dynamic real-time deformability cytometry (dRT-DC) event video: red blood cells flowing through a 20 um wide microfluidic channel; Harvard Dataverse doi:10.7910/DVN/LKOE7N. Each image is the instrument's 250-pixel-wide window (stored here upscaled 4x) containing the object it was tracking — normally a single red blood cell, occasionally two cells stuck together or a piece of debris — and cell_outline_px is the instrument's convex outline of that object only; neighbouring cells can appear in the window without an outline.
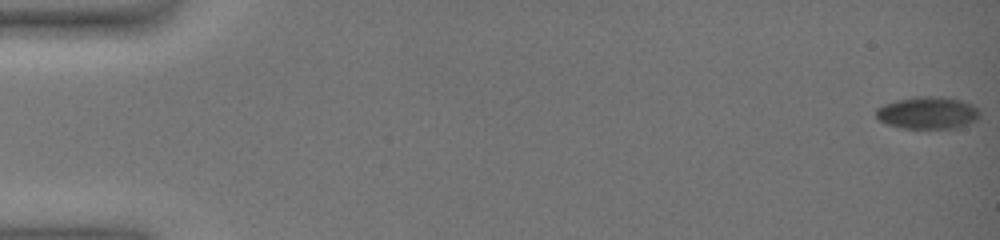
{"species": "common noctule bat (a hibernating species)", "species_latin": "Nyctalus noctula", "temperature_condition": "warm", "stored_images_in_passage": 59, "camera_frame_rate_fps": 3000, "um_per_image_px": 0.085, "animal": {"sex": "female", "body_mass_g": 19.0, "forearm_length_mm": 51.5}, "frame": {"image": 1, "passage_image": 1, "time_ms": 0.0, "image_size_px": [1000, 240], "cell_outline_px": [[980, 116], [976, 120], [968, 124], [956, 128], [900, 128], [888, 124], [880, 120], [876, 116], [876, 108], [884, 104], [896, 100], [916, 96], [940, 96], [960, 100], [972, 104], [980, 112]], "centroid_in_image_um": [78.86, 9.58], "position_along_channel_um": 6.1, "area_um2": 19.54}}
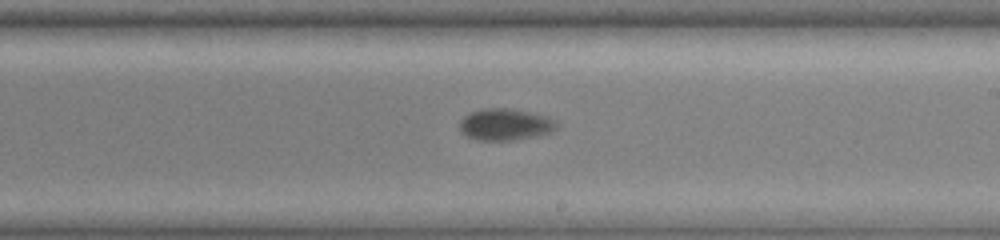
{"frame": {"image": 2, "passage_image": 38, "time_ms": 12.333, "image_size_px": [1000, 240], "cell_outline_px": [[556, 128], [552, 132], [536, 136], [516, 140], [480, 140], [468, 136], [460, 132], [460, 120], [464, 116], [472, 112], [484, 108], [508, 108], [548, 116], [556, 120]], "centroid_in_image_um": [42.96, 10.58], "position_along_channel_um": 246.0, "area_um2": 17.86}}
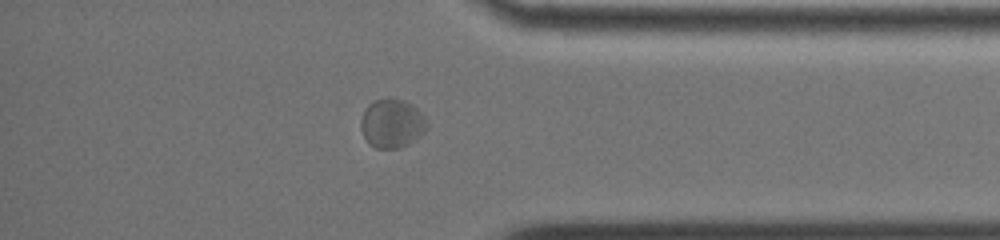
{"frame": {"image": 3, "passage_image": 52, "time_ms": 17.0, "image_size_px": [1000, 240], "cell_outline_px": [[428, 128], [420, 136], [408, 144], [400, 148], [376, 148], [368, 144], [360, 128], [360, 120], [368, 104], [376, 100], [404, 100], [412, 104], [424, 116], [428, 124]], "centroid_in_image_um": [33.32, 10.52], "position_along_channel_um": 401.9, "area_um2": 18.67}, "authors_computed_cell_mechanics": {"area_um2": 19.074, "velocity_mm_per_s": 3.3796, "shape_relaxation_time_tau1_ms": 10.8276, "shape_relaxation_time_tau2_ms": null, "deformation_change_tau1": 0.172, "deformation_change_tau2": null}}